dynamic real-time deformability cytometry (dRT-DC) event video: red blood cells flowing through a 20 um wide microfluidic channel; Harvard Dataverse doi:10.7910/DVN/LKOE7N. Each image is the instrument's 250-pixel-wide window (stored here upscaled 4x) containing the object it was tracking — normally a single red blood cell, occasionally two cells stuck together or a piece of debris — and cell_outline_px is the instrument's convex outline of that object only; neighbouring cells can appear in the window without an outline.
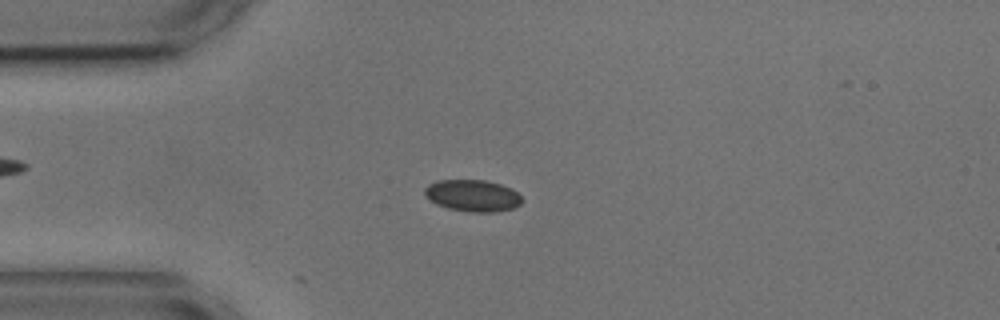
{"species": "common noctule bat (a hibernating species)", "species_latin": "Nyctalus noctula", "temperature_condition": "cold", "stored_images_in_passage": 7, "camera_frame_rate_fps": 3000, "um_per_image_px": 0.085, "animal": {"sex": "male", "body_mass_g": 17.9, "forearm_length_mm": 54.2}, "frame": {"image": 1, "passage_image": 3, "time_ms": 2.667, "image_size_px": [1000, 320], "cell_outline_px": [[524, 200], [520, 204], [512, 208], [496, 212], [472, 212], [448, 208], [436, 204], [424, 192], [424, 188], [428, 184], [436, 180], [484, 180], [500, 184], [512, 188]], "centroid_in_image_um": [40.19, 16.62], "position_along_channel_um": 44.8, "area_um2": 17.92}}